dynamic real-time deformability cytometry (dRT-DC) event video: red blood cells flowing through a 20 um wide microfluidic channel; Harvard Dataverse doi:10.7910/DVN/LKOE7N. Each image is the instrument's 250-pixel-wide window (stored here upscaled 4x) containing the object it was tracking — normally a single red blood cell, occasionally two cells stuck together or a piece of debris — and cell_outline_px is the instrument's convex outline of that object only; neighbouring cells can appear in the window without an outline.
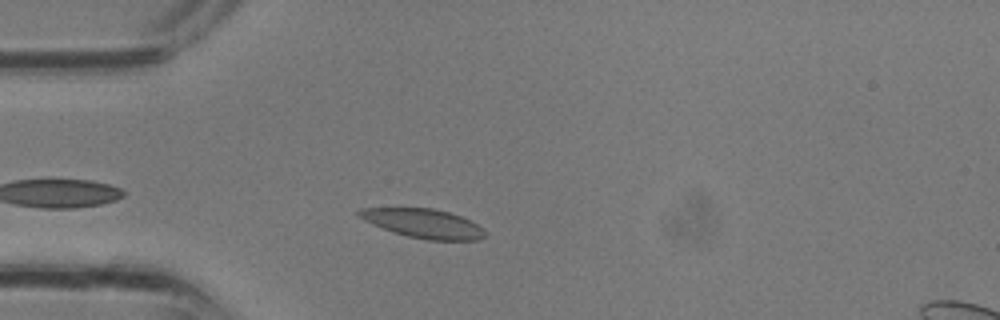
{"species": "common noctule bat (a hibernating species)", "species_latin": "Nyctalus noctula", "temperature_condition": "room temperature", "stored_images_in_passage": 26, "camera_frame_rate_fps": 3000, "um_per_image_px": 0.085, "animal": {"sex": "male", "body_mass_g": 13.3}, "frame": {"image": 1, "passage_image": 3, "time_ms": 0.667, "image_size_px": [1000, 320], "cell_outline_px": [[484, 236], [480, 240], [428, 240], [408, 236], [392, 232], [372, 224], [364, 220], [356, 212], [360, 208], [432, 208], [448, 212], [460, 216], [484, 228]], "centroid_in_image_um": [35.97, 18.99], "position_along_channel_um": 49.0, "area_um2": 21.15}}
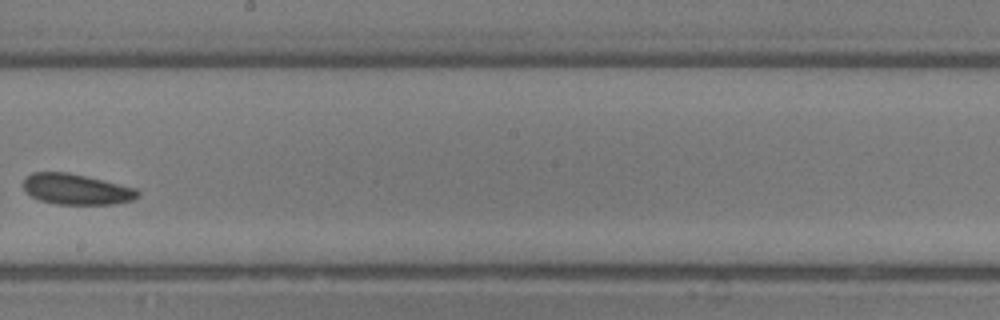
{"frame": {"image": 2, "passage_image": 13, "time_ms": 4.0, "image_size_px": [1000, 320], "cell_outline_px": [[140, 196], [132, 200], [116, 204], [56, 204], [40, 200], [32, 196], [24, 188], [24, 176], [32, 172], [68, 172], [136, 188], [140, 192]], "centroid_in_image_um": [6.5, 16.08], "position_along_channel_um": 241.7, "area_um2": 20.4}}
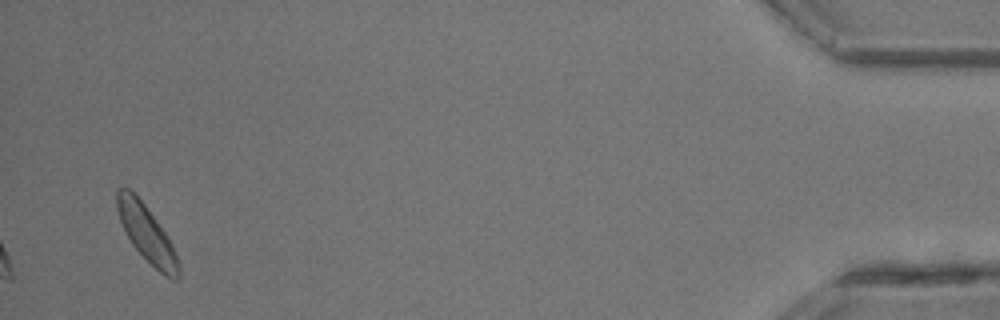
{"frame": {"image": 3, "passage_image": 26, "time_ms": 8.333, "image_size_px": [1000, 320], "cell_outline_px": [[180, 280], [172, 280], [164, 276], [132, 244], [120, 220], [116, 208], [116, 192], [120, 188], [128, 188], [144, 204], [168, 236], [172, 244], [180, 264]], "centroid_in_image_um": [12.51, 19.9], "position_along_channel_um": 422.7, "area_um2": 19.88}}